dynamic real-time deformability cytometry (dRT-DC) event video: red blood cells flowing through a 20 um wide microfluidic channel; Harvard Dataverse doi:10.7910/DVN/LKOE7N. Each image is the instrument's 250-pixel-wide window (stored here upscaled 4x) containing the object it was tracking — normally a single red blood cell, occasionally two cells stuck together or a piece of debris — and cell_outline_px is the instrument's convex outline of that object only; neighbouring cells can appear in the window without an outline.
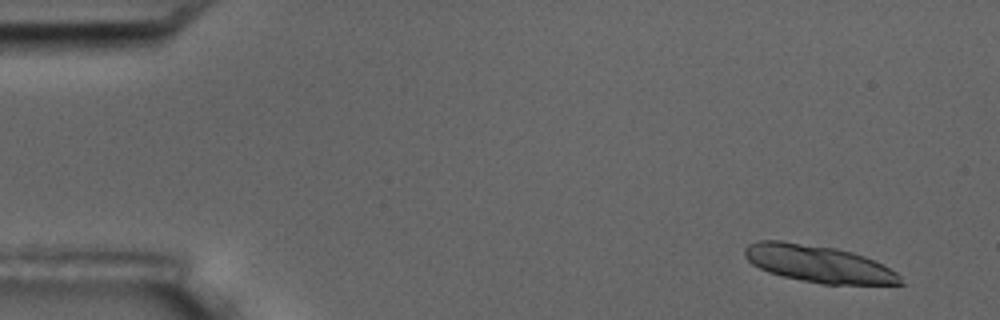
{"species": "common noctule bat (a hibernating species)", "species_latin": "Nyctalus noctula", "temperature_condition": "room temperature", "stored_images_in_passage": 6, "camera_frame_rate_fps": 3000, "um_per_image_px": 0.085, "animal": {"sex": "male", "body_mass_g": 17.5, "forearm_length_mm": 52.3}, "frame": {"image": 1, "passage_image": 1, "time_ms": 0.0, "image_size_px": [1000, 320], "cell_outline_px": [[904, 284], [824, 284], [784, 276], [768, 272], [752, 264], [744, 256], [744, 248], [748, 244], [760, 240], [780, 240], [836, 248], [852, 252], [864, 256], [896, 272], [900, 276]], "centroid_in_image_um": [69.53, 22.41], "position_along_channel_um": 15.5, "area_um2": 33.29}}